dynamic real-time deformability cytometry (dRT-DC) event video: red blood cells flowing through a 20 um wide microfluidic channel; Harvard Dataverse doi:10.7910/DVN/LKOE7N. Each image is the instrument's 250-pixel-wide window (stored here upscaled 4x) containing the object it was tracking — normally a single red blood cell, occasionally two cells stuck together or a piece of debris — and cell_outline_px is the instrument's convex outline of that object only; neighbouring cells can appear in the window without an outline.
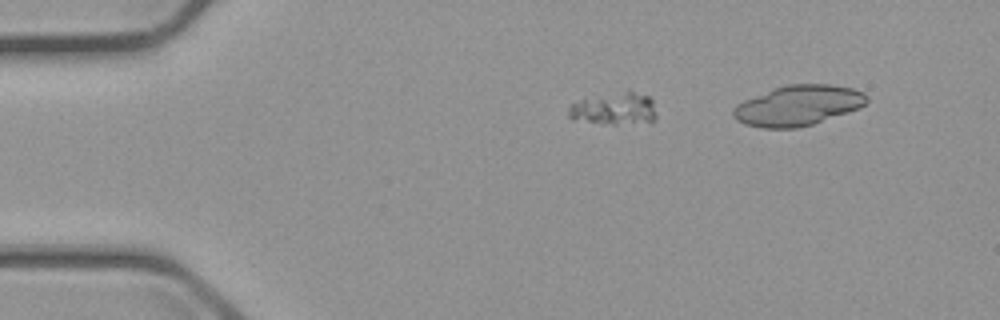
{"species": "common noctule bat (a hibernating species)", "species_latin": "Nyctalus noctula", "temperature_condition": "cold", "stored_images_in_passage": 4, "camera_frame_rate_fps": 3000, "um_per_image_px": 0.085, "animal": {"sex": "male", "body_mass_g": 23.1, "forearm_length_mm": 52.7}, "frame": {"image": 1, "passage_image": 1, "time_ms": 0.0, "image_size_px": [1000, 320], "cell_outline_px": [[656, 120], [616, 124], [600, 124], [572, 120], [568, 116], [568, 108], [572, 104], [584, 100], [628, 92], [632, 92], [648, 96], [652, 100], [656, 116]], "centroid_in_image_um": [52.2, 9.3], "position_along_channel_um": 32.8, "area_um2": 15.78}}
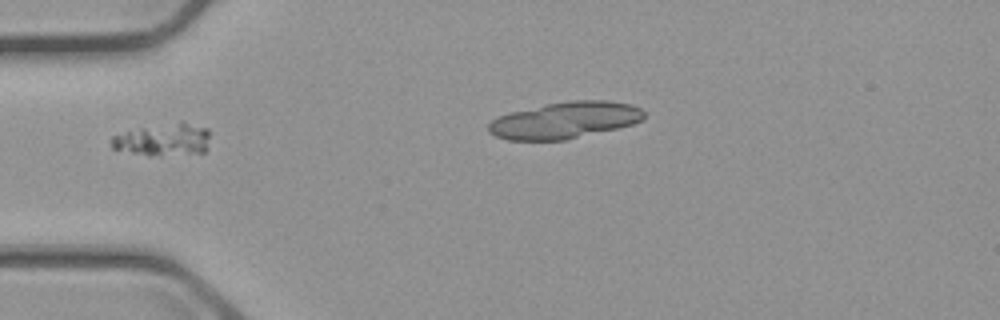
{"frame": {"image": 2, "passage_image": 3, "time_ms": 2.333, "image_size_px": [1000, 320], "cell_outline_px": [[208, 136], [204, 152], [160, 156], [148, 156], [112, 148], [112, 136], [140, 128], [180, 120], [208, 128]], "centroid_in_image_um": [13.9, 11.86], "position_along_channel_um": 71.1, "area_um2": 18.55}}